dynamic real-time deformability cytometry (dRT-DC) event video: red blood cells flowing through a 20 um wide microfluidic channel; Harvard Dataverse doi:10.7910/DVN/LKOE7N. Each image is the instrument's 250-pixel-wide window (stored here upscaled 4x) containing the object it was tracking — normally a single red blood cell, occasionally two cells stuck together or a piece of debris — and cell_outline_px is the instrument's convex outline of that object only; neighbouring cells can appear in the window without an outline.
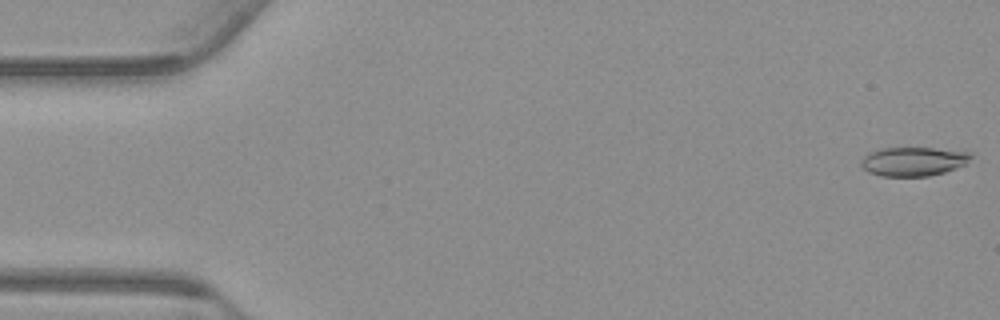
{"species": "common noctule bat (a hibernating species)", "species_latin": "Nyctalus noctula", "temperature_condition": "warm", "stored_images_in_passage": 55, "camera_frame_rate_fps": 3000, "um_per_image_px": 0.085, "animal": {"sex": "male", "body_mass_g": 23.1, "forearm_length_mm": 52.7}, "frame": {"image": 1, "passage_image": 1, "time_ms": 0.0, "image_size_px": [1000, 320], "cell_outline_px": [[972, 156], [964, 164], [956, 168], [944, 172], [928, 176], [880, 176], [868, 172], [860, 164], [860, 160], [868, 152], [880, 148], [932, 148], [972, 152]], "centroid_in_image_um": [77.59, 13.72], "position_along_channel_um": 7.4, "area_um2": 18.55}}
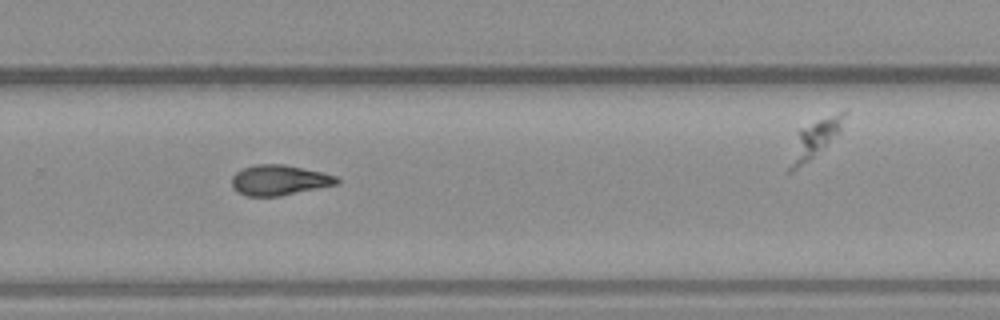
{"frame": {"image": 2, "passage_image": 36, "time_ms": 11.667, "image_size_px": [1000, 320], "cell_outline_px": [[340, 184], [280, 196], [244, 196], [232, 184], [232, 176], [236, 172], [244, 168], [256, 164], [284, 164], [324, 172], [336, 176], [340, 180]], "centroid_in_image_um": [23.8, 15.31], "position_along_channel_um": 306.0, "area_um2": 18.61}}
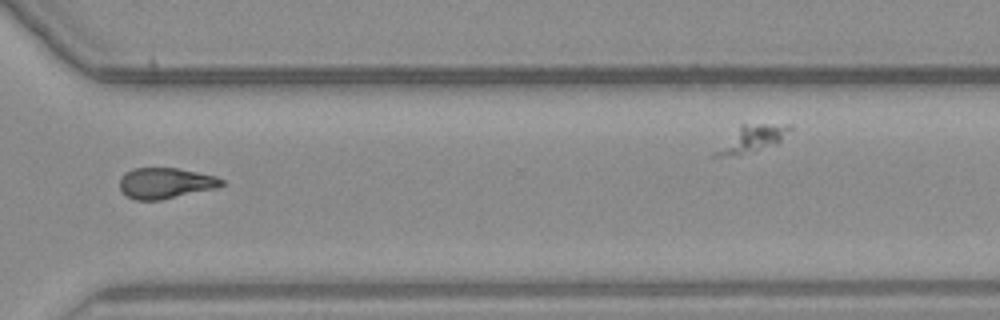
{"frame": {"image": 3, "passage_image": 40, "time_ms": 13.0, "image_size_px": [1000, 320], "cell_outline_px": [[224, 184], [216, 188], [160, 200], [136, 200], [128, 196], [120, 188], [120, 176], [124, 172], [132, 168], [176, 168], [216, 176], [224, 180]], "centroid_in_image_um": [14.05, 15.56], "position_along_channel_um": 356.6, "area_um2": 18.21}, "authors_computed_cell_mechanics": {"area_um2": 18.6116, "velocity_mm_per_s": 3.7802, "shape_relaxation_time_tau1_ms": null, "shape_relaxation_time_tau2_ms": 6.9868, "deformation_change_tau1": null, "deformation_change_tau2": 0.1587}}